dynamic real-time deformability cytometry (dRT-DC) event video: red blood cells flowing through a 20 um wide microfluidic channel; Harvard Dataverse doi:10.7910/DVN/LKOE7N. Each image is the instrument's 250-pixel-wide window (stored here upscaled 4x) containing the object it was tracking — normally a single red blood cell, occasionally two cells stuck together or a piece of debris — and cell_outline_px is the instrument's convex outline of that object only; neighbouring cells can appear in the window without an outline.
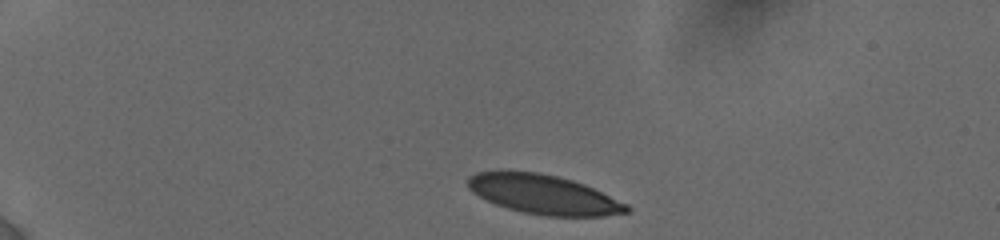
{"species": "human", "species_latin": "Homo sapiens", "temperature_condition": "cold", "stored_images_in_passage": 10, "camera_frame_rate_fps": 3000, "um_per_image_px": 0.085, "donor": {"sex": "female"}, "frame": {"image": 1, "passage_image": 1, "time_ms": 0.0, "image_size_px": [1000, 240], "cell_outline_px": [[632, 208], [628, 212], [604, 216], [548, 216], [524, 212], [508, 208], [496, 204], [472, 192], [468, 188], [468, 176], [476, 172], [536, 172], [556, 176], [572, 180], [584, 184], [628, 204]], "centroid_in_image_um": [46.24, 16.54], "position_along_channel_um": 38.8, "area_um2": 35.89}}
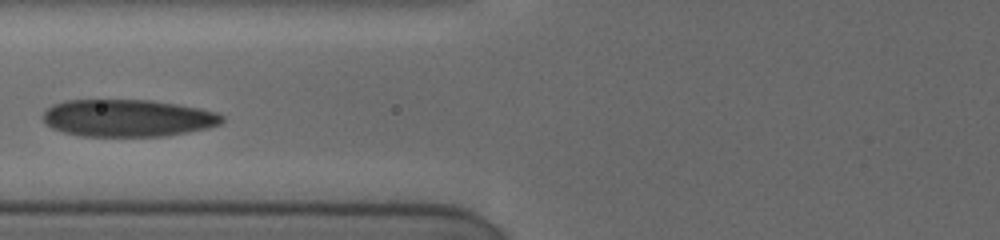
{"frame": {"image": 2, "passage_image": 7, "time_ms": 4.0, "image_size_px": [1000, 240], "cell_outline_px": [[224, 120], [220, 124], [208, 128], [164, 136], [80, 136], [64, 132], [52, 128], [44, 120], [44, 112], [52, 104], [68, 100], [152, 100], [200, 108], [216, 112], [224, 116]], "centroid_in_image_um": [10.88, 10.03], "position_along_channel_um": 114.9, "area_um2": 38.78}}
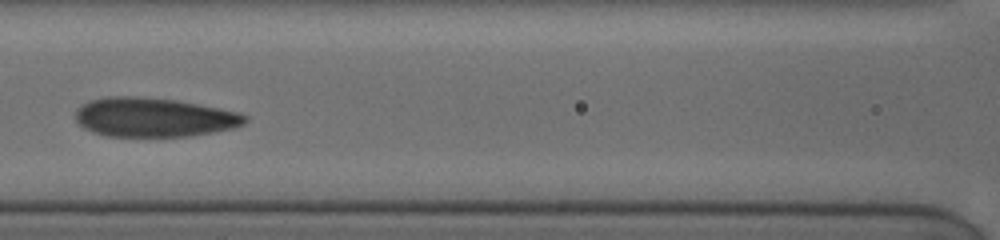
{"frame": {"image": 3, "passage_image": 9, "time_ms": 5.0, "image_size_px": [1000, 240], "cell_outline_px": [[248, 120], [244, 124], [236, 128], [188, 136], [108, 136], [92, 132], [84, 128], [76, 120], [76, 108], [80, 104], [92, 100], [108, 96], [140, 96], [176, 100], [220, 108], [240, 112], [248, 116]], "centroid_in_image_um": [13.1, 9.96], "position_along_channel_um": 153.5, "area_um2": 38.9}}